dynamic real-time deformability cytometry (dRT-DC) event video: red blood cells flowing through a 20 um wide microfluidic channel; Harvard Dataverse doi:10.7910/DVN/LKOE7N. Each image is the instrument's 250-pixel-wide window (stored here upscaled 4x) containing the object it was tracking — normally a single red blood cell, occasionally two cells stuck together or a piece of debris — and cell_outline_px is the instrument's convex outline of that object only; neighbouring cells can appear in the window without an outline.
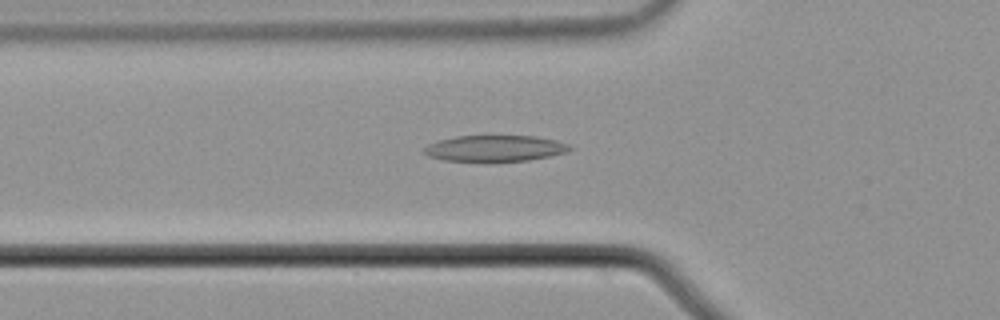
{"species": "common noctule bat (a hibernating species)", "species_latin": "Nyctalus noctula", "temperature_condition": "cold", "stored_images_in_passage": 35, "camera_frame_rate_fps": 3000, "um_per_image_px": 0.085, "animal": {"sex": "male", "body_mass_g": 21.5, "forearm_length_mm": 52.0}, "frame": {"image": 1, "passage_image": 3, "time_ms": 0.667, "image_size_px": [1000, 320], "cell_outline_px": [[572, 148], [568, 152], [528, 160], [444, 160], [428, 156], [424, 152], [424, 148], [428, 144], [440, 140], [456, 136], [536, 136], [556, 140], [568, 144]], "centroid_in_image_um": [42.09, 12.59], "position_along_channel_um": 83.7, "area_um2": 21.68}}
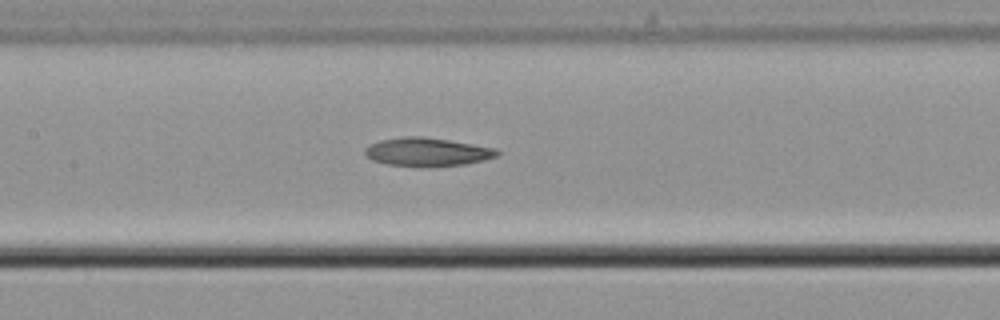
{"frame": {"image": 2, "passage_image": 10, "time_ms": 3.0, "image_size_px": [1000, 320], "cell_outline_px": [[500, 152], [496, 156], [484, 160], [464, 164], [420, 168], [384, 164], [372, 160], [364, 152], [364, 148], [380, 140], [404, 136], [420, 136], [448, 140], [496, 148]], "centroid_in_image_um": [36.28, 12.93], "position_along_channel_um": 171.1, "area_um2": 22.08}}
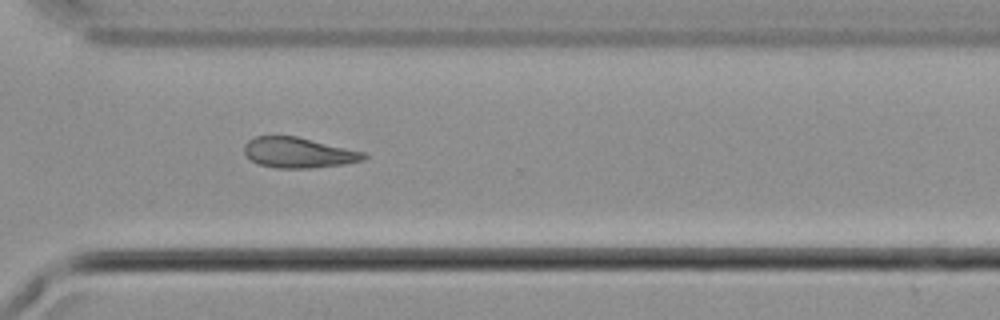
{"frame": {"image": 3, "passage_image": 24, "time_ms": 7.667, "image_size_px": [1000, 320], "cell_outline_px": [[368, 156], [364, 160], [344, 164], [312, 168], [276, 168], [260, 164], [252, 160], [244, 152], [244, 144], [252, 136], [296, 136], [368, 152]], "centroid_in_image_um": [25.42, 12.97], "position_along_channel_um": 345.2, "area_um2": 21.39}, "authors_computed_cell_mechanics": {"area_um2": 21.675, "velocity_mm_per_s": 3.7328, "shape_relaxation_time_tau1_ms": 6.4924, "shape_relaxation_time_tau2_ms": null, "deformation_change_tau1": 0.1465, "deformation_change_tau2": null}}